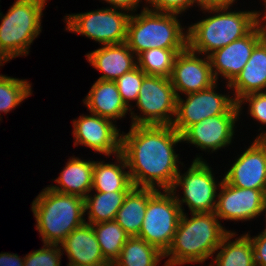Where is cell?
Masks as SVG:
<instances>
[{"label":"cell","mask_w":266,"mask_h":266,"mask_svg":"<svg viewBox=\"0 0 266 266\" xmlns=\"http://www.w3.org/2000/svg\"><path fill=\"white\" fill-rule=\"evenodd\" d=\"M149 5L146 6V9L156 11V12H165V13H175L180 14L185 12V10L193 7L194 3H197L196 0H145Z\"/></svg>","instance_id":"obj_34"},{"label":"cell","mask_w":266,"mask_h":266,"mask_svg":"<svg viewBox=\"0 0 266 266\" xmlns=\"http://www.w3.org/2000/svg\"><path fill=\"white\" fill-rule=\"evenodd\" d=\"M230 7L202 8L209 16L188 27V47L201 55L214 51L247 35L260 21V11H229Z\"/></svg>","instance_id":"obj_3"},{"label":"cell","mask_w":266,"mask_h":266,"mask_svg":"<svg viewBox=\"0 0 266 266\" xmlns=\"http://www.w3.org/2000/svg\"><path fill=\"white\" fill-rule=\"evenodd\" d=\"M264 6H265V8H266V2H264ZM261 21H262V23L264 24L265 31H266V9H265V12H264V16L261 17Z\"/></svg>","instance_id":"obj_41"},{"label":"cell","mask_w":266,"mask_h":266,"mask_svg":"<svg viewBox=\"0 0 266 266\" xmlns=\"http://www.w3.org/2000/svg\"><path fill=\"white\" fill-rule=\"evenodd\" d=\"M83 103L89 112L116 122L130 111L123 102L115 81L97 79ZM115 120V121H114Z\"/></svg>","instance_id":"obj_21"},{"label":"cell","mask_w":266,"mask_h":266,"mask_svg":"<svg viewBox=\"0 0 266 266\" xmlns=\"http://www.w3.org/2000/svg\"><path fill=\"white\" fill-rule=\"evenodd\" d=\"M226 84L234 91L236 102L245 95L266 91V36L254 47L243 70L230 84Z\"/></svg>","instance_id":"obj_20"},{"label":"cell","mask_w":266,"mask_h":266,"mask_svg":"<svg viewBox=\"0 0 266 266\" xmlns=\"http://www.w3.org/2000/svg\"><path fill=\"white\" fill-rule=\"evenodd\" d=\"M80 266H113V264H111L110 262L106 261V262H100V263H97V264L80 265Z\"/></svg>","instance_id":"obj_40"},{"label":"cell","mask_w":266,"mask_h":266,"mask_svg":"<svg viewBox=\"0 0 266 266\" xmlns=\"http://www.w3.org/2000/svg\"><path fill=\"white\" fill-rule=\"evenodd\" d=\"M4 64H5V62L0 57V66H3Z\"/></svg>","instance_id":"obj_43"},{"label":"cell","mask_w":266,"mask_h":266,"mask_svg":"<svg viewBox=\"0 0 266 266\" xmlns=\"http://www.w3.org/2000/svg\"><path fill=\"white\" fill-rule=\"evenodd\" d=\"M121 11V12H120ZM106 7L84 13L65 16L66 29L84 35L101 45L121 44L127 40L131 14Z\"/></svg>","instance_id":"obj_9"},{"label":"cell","mask_w":266,"mask_h":266,"mask_svg":"<svg viewBox=\"0 0 266 266\" xmlns=\"http://www.w3.org/2000/svg\"><path fill=\"white\" fill-rule=\"evenodd\" d=\"M182 213L171 246L164 254V266L204 263L217 252L224 236L230 231L220 223L214 212Z\"/></svg>","instance_id":"obj_2"},{"label":"cell","mask_w":266,"mask_h":266,"mask_svg":"<svg viewBox=\"0 0 266 266\" xmlns=\"http://www.w3.org/2000/svg\"><path fill=\"white\" fill-rule=\"evenodd\" d=\"M214 213L218 219L248 221L263 213L266 194L262 190L232 186L222 179Z\"/></svg>","instance_id":"obj_14"},{"label":"cell","mask_w":266,"mask_h":266,"mask_svg":"<svg viewBox=\"0 0 266 266\" xmlns=\"http://www.w3.org/2000/svg\"><path fill=\"white\" fill-rule=\"evenodd\" d=\"M61 246L43 244V247L24 256V266H60L64 254Z\"/></svg>","instance_id":"obj_32"},{"label":"cell","mask_w":266,"mask_h":266,"mask_svg":"<svg viewBox=\"0 0 266 266\" xmlns=\"http://www.w3.org/2000/svg\"><path fill=\"white\" fill-rule=\"evenodd\" d=\"M145 76L146 74L137 66L132 71L124 73L115 81L121 98L125 105L130 108V111H132L133 106L129 102H136Z\"/></svg>","instance_id":"obj_31"},{"label":"cell","mask_w":266,"mask_h":266,"mask_svg":"<svg viewBox=\"0 0 266 266\" xmlns=\"http://www.w3.org/2000/svg\"><path fill=\"white\" fill-rule=\"evenodd\" d=\"M164 254L137 236L129 237L113 266H158Z\"/></svg>","instance_id":"obj_27"},{"label":"cell","mask_w":266,"mask_h":266,"mask_svg":"<svg viewBox=\"0 0 266 266\" xmlns=\"http://www.w3.org/2000/svg\"><path fill=\"white\" fill-rule=\"evenodd\" d=\"M115 157L116 163L94 161L91 191L95 190L96 192L105 193L130 191L134 187L129 171H125L128 166L124 155L120 152Z\"/></svg>","instance_id":"obj_23"},{"label":"cell","mask_w":266,"mask_h":266,"mask_svg":"<svg viewBox=\"0 0 266 266\" xmlns=\"http://www.w3.org/2000/svg\"><path fill=\"white\" fill-rule=\"evenodd\" d=\"M128 192H94L93 196L89 192L84 198V210L88 215L85 222L97 224L114 220Z\"/></svg>","instance_id":"obj_26"},{"label":"cell","mask_w":266,"mask_h":266,"mask_svg":"<svg viewBox=\"0 0 266 266\" xmlns=\"http://www.w3.org/2000/svg\"><path fill=\"white\" fill-rule=\"evenodd\" d=\"M31 84L25 79L0 74V113L14 110L26 98L32 95ZM0 114V120H1Z\"/></svg>","instance_id":"obj_30"},{"label":"cell","mask_w":266,"mask_h":266,"mask_svg":"<svg viewBox=\"0 0 266 266\" xmlns=\"http://www.w3.org/2000/svg\"><path fill=\"white\" fill-rule=\"evenodd\" d=\"M200 8L231 7L236 0H196Z\"/></svg>","instance_id":"obj_38"},{"label":"cell","mask_w":266,"mask_h":266,"mask_svg":"<svg viewBox=\"0 0 266 266\" xmlns=\"http://www.w3.org/2000/svg\"><path fill=\"white\" fill-rule=\"evenodd\" d=\"M176 105L177 95L170 78L146 75L136 100L142 116L130 111L131 125H172Z\"/></svg>","instance_id":"obj_8"},{"label":"cell","mask_w":266,"mask_h":266,"mask_svg":"<svg viewBox=\"0 0 266 266\" xmlns=\"http://www.w3.org/2000/svg\"><path fill=\"white\" fill-rule=\"evenodd\" d=\"M177 16L143 7L140 14H131L126 43L136 56L152 48L186 49L188 30L185 32Z\"/></svg>","instance_id":"obj_5"},{"label":"cell","mask_w":266,"mask_h":266,"mask_svg":"<svg viewBox=\"0 0 266 266\" xmlns=\"http://www.w3.org/2000/svg\"><path fill=\"white\" fill-rule=\"evenodd\" d=\"M217 82L211 87L177 97L176 115L172 127L181 135L189 126L217 115H240L233 96L216 92Z\"/></svg>","instance_id":"obj_11"},{"label":"cell","mask_w":266,"mask_h":266,"mask_svg":"<svg viewBox=\"0 0 266 266\" xmlns=\"http://www.w3.org/2000/svg\"><path fill=\"white\" fill-rule=\"evenodd\" d=\"M62 252L68 257L67 266H80L106 262L104 259L92 224L84 222L60 244Z\"/></svg>","instance_id":"obj_19"},{"label":"cell","mask_w":266,"mask_h":266,"mask_svg":"<svg viewBox=\"0 0 266 266\" xmlns=\"http://www.w3.org/2000/svg\"><path fill=\"white\" fill-rule=\"evenodd\" d=\"M199 57L201 54L189 47L177 54L170 76L177 97L180 96L179 93L185 95L198 92L218 82L213 75L209 57Z\"/></svg>","instance_id":"obj_15"},{"label":"cell","mask_w":266,"mask_h":266,"mask_svg":"<svg viewBox=\"0 0 266 266\" xmlns=\"http://www.w3.org/2000/svg\"><path fill=\"white\" fill-rule=\"evenodd\" d=\"M86 57L91 66L102 72L99 80L116 81L124 73L137 67V56L126 42L103 45L86 54Z\"/></svg>","instance_id":"obj_18"},{"label":"cell","mask_w":266,"mask_h":266,"mask_svg":"<svg viewBox=\"0 0 266 266\" xmlns=\"http://www.w3.org/2000/svg\"><path fill=\"white\" fill-rule=\"evenodd\" d=\"M240 115H217L189 126L182 134V142L213 153L229 146Z\"/></svg>","instance_id":"obj_16"},{"label":"cell","mask_w":266,"mask_h":266,"mask_svg":"<svg viewBox=\"0 0 266 266\" xmlns=\"http://www.w3.org/2000/svg\"><path fill=\"white\" fill-rule=\"evenodd\" d=\"M221 183L222 180L217 184L211 167L202 159V156L198 157L197 155L187 172L181 175L179 170L171 191L174 193L182 213H184L183 205L185 203L190 213L214 212L218 195L216 190L220 188ZM178 187L183 189L182 198L176 194Z\"/></svg>","instance_id":"obj_10"},{"label":"cell","mask_w":266,"mask_h":266,"mask_svg":"<svg viewBox=\"0 0 266 266\" xmlns=\"http://www.w3.org/2000/svg\"><path fill=\"white\" fill-rule=\"evenodd\" d=\"M72 121L74 146L81 144L108 157L121 152L120 129L112 120L91 113Z\"/></svg>","instance_id":"obj_13"},{"label":"cell","mask_w":266,"mask_h":266,"mask_svg":"<svg viewBox=\"0 0 266 266\" xmlns=\"http://www.w3.org/2000/svg\"><path fill=\"white\" fill-rule=\"evenodd\" d=\"M180 142L172 125H131L122 132L121 153L134 187L171 190L181 163L174 147Z\"/></svg>","instance_id":"obj_1"},{"label":"cell","mask_w":266,"mask_h":266,"mask_svg":"<svg viewBox=\"0 0 266 266\" xmlns=\"http://www.w3.org/2000/svg\"><path fill=\"white\" fill-rule=\"evenodd\" d=\"M93 161L82 160L78 157L69 158L65 167L57 179H54L57 185H49L53 191L77 195L85 198L92 189L93 182Z\"/></svg>","instance_id":"obj_22"},{"label":"cell","mask_w":266,"mask_h":266,"mask_svg":"<svg viewBox=\"0 0 266 266\" xmlns=\"http://www.w3.org/2000/svg\"><path fill=\"white\" fill-rule=\"evenodd\" d=\"M48 0H16L6 15L0 12V57L6 63L29 54L41 33V18Z\"/></svg>","instance_id":"obj_6"},{"label":"cell","mask_w":266,"mask_h":266,"mask_svg":"<svg viewBox=\"0 0 266 266\" xmlns=\"http://www.w3.org/2000/svg\"><path fill=\"white\" fill-rule=\"evenodd\" d=\"M31 205L35 227L44 244L60 245L86 221L84 198L77 195L62 194L46 187Z\"/></svg>","instance_id":"obj_4"},{"label":"cell","mask_w":266,"mask_h":266,"mask_svg":"<svg viewBox=\"0 0 266 266\" xmlns=\"http://www.w3.org/2000/svg\"><path fill=\"white\" fill-rule=\"evenodd\" d=\"M246 234L252 242L255 266H266V236L261 233L255 237Z\"/></svg>","instance_id":"obj_35"},{"label":"cell","mask_w":266,"mask_h":266,"mask_svg":"<svg viewBox=\"0 0 266 266\" xmlns=\"http://www.w3.org/2000/svg\"><path fill=\"white\" fill-rule=\"evenodd\" d=\"M249 103L248 111L250 116L260 124L266 125V91L245 95L238 102L239 112L241 114L242 104Z\"/></svg>","instance_id":"obj_33"},{"label":"cell","mask_w":266,"mask_h":266,"mask_svg":"<svg viewBox=\"0 0 266 266\" xmlns=\"http://www.w3.org/2000/svg\"><path fill=\"white\" fill-rule=\"evenodd\" d=\"M266 36L264 24L260 21L247 35L237 39L225 47L211 53L208 57L213 75L230 84L243 70L252 55L254 47Z\"/></svg>","instance_id":"obj_12"},{"label":"cell","mask_w":266,"mask_h":266,"mask_svg":"<svg viewBox=\"0 0 266 266\" xmlns=\"http://www.w3.org/2000/svg\"><path fill=\"white\" fill-rule=\"evenodd\" d=\"M263 212L266 213V205H265V207H264ZM265 215H266V214H265ZM265 222H266V221H265ZM261 234H263L264 236H266V228L261 232Z\"/></svg>","instance_id":"obj_42"},{"label":"cell","mask_w":266,"mask_h":266,"mask_svg":"<svg viewBox=\"0 0 266 266\" xmlns=\"http://www.w3.org/2000/svg\"><path fill=\"white\" fill-rule=\"evenodd\" d=\"M0 266H24V257L14 253H0Z\"/></svg>","instance_id":"obj_37"},{"label":"cell","mask_w":266,"mask_h":266,"mask_svg":"<svg viewBox=\"0 0 266 266\" xmlns=\"http://www.w3.org/2000/svg\"><path fill=\"white\" fill-rule=\"evenodd\" d=\"M105 2H107V4L112 5L111 7L115 8V9H120L123 11H127V13H129V11H131L133 14H135L136 8L139 6V2H141L142 0H103Z\"/></svg>","instance_id":"obj_36"},{"label":"cell","mask_w":266,"mask_h":266,"mask_svg":"<svg viewBox=\"0 0 266 266\" xmlns=\"http://www.w3.org/2000/svg\"><path fill=\"white\" fill-rule=\"evenodd\" d=\"M236 235L238 234L230 230L224 236L217 248L220 251L213 257L210 266H255L254 250L249 236L245 233L231 241Z\"/></svg>","instance_id":"obj_25"},{"label":"cell","mask_w":266,"mask_h":266,"mask_svg":"<svg viewBox=\"0 0 266 266\" xmlns=\"http://www.w3.org/2000/svg\"><path fill=\"white\" fill-rule=\"evenodd\" d=\"M157 191L153 188L133 187L126 195L115 221L130 236H138L141 230L148 199Z\"/></svg>","instance_id":"obj_24"},{"label":"cell","mask_w":266,"mask_h":266,"mask_svg":"<svg viewBox=\"0 0 266 266\" xmlns=\"http://www.w3.org/2000/svg\"><path fill=\"white\" fill-rule=\"evenodd\" d=\"M223 180L235 187L262 190L266 194V148L255 139L235 159Z\"/></svg>","instance_id":"obj_17"},{"label":"cell","mask_w":266,"mask_h":266,"mask_svg":"<svg viewBox=\"0 0 266 266\" xmlns=\"http://www.w3.org/2000/svg\"><path fill=\"white\" fill-rule=\"evenodd\" d=\"M185 49L152 48L137 56V66L146 74L170 78L177 54Z\"/></svg>","instance_id":"obj_29"},{"label":"cell","mask_w":266,"mask_h":266,"mask_svg":"<svg viewBox=\"0 0 266 266\" xmlns=\"http://www.w3.org/2000/svg\"><path fill=\"white\" fill-rule=\"evenodd\" d=\"M264 148H266V131H263L258 134L255 138Z\"/></svg>","instance_id":"obj_39"},{"label":"cell","mask_w":266,"mask_h":266,"mask_svg":"<svg viewBox=\"0 0 266 266\" xmlns=\"http://www.w3.org/2000/svg\"><path fill=\"white\" fill-rule=\"evenodd\" d=\"M163 192L157 190L148 199L143 224L137 237L165 254L178 228L182 210L171 190Z\"/></svg>","instance_id":"obj_7"},{"label":"cell","mask_w":266,"mask_h":266,"mask_svg":"<svg viewBox=\"0 0 266 266\" xmlns=\"http://www.w3.org/2000/svg\"><path fill=\"white\" fill-rule=\"evenodd\" d=\"M92 227L104 259L114 264L130 236L115 220L92 224Z\"/></svg>","instance_id":"obj_28"}]
</instances>
